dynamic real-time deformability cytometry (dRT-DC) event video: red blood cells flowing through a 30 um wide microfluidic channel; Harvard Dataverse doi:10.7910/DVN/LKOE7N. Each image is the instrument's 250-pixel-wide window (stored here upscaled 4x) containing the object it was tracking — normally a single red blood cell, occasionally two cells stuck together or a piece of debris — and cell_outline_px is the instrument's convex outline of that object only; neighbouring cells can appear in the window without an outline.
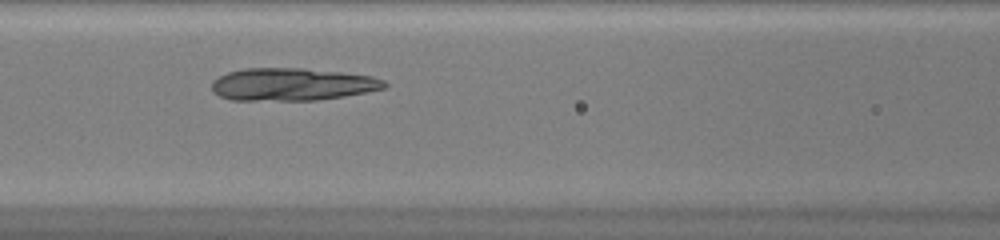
{"species": "common noctule bat (a hibernating species)", "species_latin": "Nyctalus noctula", "temperature_condition": "warm", "stored_images_in_passage": 35, "camera_frame_rate_fps": 3000, "um_per_image_px": 0.085, "animal": {"sex": "female", "body_mass_g": 20.0, "forearm_length_mm": 54.0}, "frame": {"image": 1, "passage_image": 12, "time_ms": 3.667, "image_size_px": [1000, 240], "cell_outline_px": [[388, 88], [368, 92], [344, 96], [316, 100], [232, 100], [220, 96], [212, 92], [212, 80], [228, 72], [244, 68], [304, 68], [340, 72], [372, 76], [384, 80], [388, 84]], "centroid_in_image_um": [24.85, 7.17], "position_along_channel_um": 141.7, "area_um2": 32.95}}
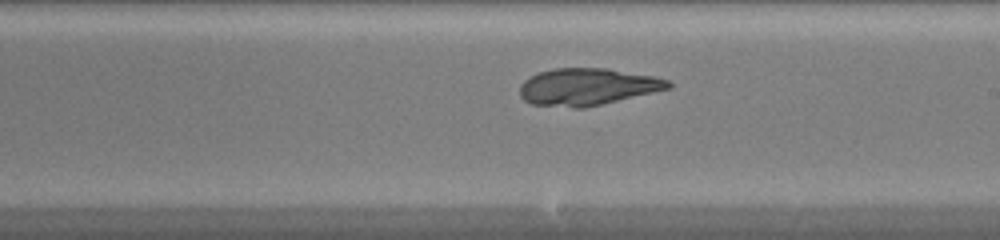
{"frame": {"image": 2, "passage_image": 19, "time_ms": 6.0, "image_size_px": [1000, 240], "cell_outline_px": [[672, 88], [584, 108], [572, 108], [532, 104], [524, 100], [520, 96], [520, 84], [524, 80], [536, 72], [552, 68], [608, 68], [652, 76], [668, 80], [672, 84]], "centroid_in_image_um": [49.89, 7.37], "position_along_channel_um": 239.1, "area_um2": 32.19}}
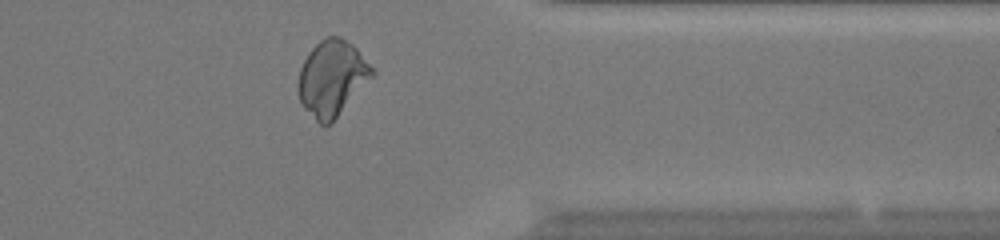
{"frame": {"image": 3, "passage_image": 30, "time_ms": 9.667, "image_size_px": [1000, 240], "cell_outline_px": [[376, 72], [332, 124], [324, 128], [304, 108], [300, 100], [296, 88], [300, 68], [308, 52], [320, 40], [328, 36], [340, 36], [352, 44], [356, 48]], "centroid_in_image_um": [28.2, 6.67], "position_along_channel_um": 383.2, "area_um2": 32.71}}